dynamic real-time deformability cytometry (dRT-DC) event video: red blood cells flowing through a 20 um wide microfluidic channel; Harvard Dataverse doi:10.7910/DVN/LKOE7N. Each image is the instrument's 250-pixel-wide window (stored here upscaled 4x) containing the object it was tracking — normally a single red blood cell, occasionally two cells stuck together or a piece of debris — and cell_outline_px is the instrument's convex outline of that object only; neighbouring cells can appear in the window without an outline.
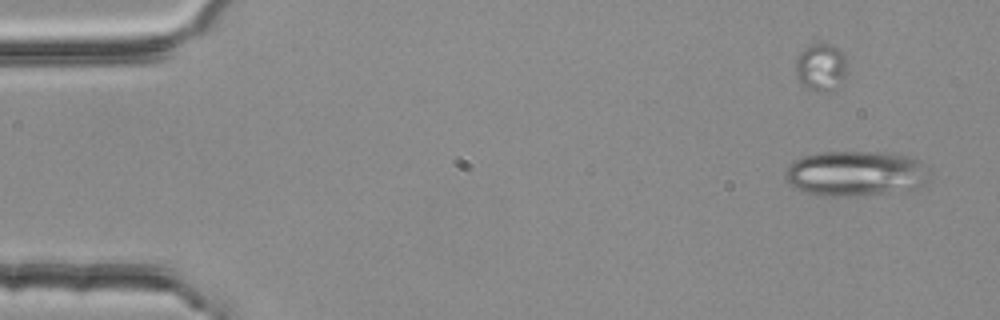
{"species": "common noctule bat (a hibernating species)", "species_latin": "Nyctalus noctula", "temperature_condition": "room temperature", "stored_images_in_passage": 6, "segment_of_instrument_passage": [2, 2], "camera_frame_rate_fps": 3000, "um_per_image_px": 0.085, "animal": {"sex": "female", "body_mass_g": 25.1}, "frame": {"image": 1, "passage_image": 2, "time_ms": 0.333, "image_size_px": [1000, 320], "cell_outline_px": [[932, 172], [928, 180], [916, 192], [864, 196], [824, 196], [804, 192], [796, 188], [788, 180], [788, 164], [804, 156], [824, 152], [884, 152], [916, 156]], "centroid_in_image_um": [72.93, 14.77], "position_along_channel_um": 12.1, "area_um2": 39.19}}